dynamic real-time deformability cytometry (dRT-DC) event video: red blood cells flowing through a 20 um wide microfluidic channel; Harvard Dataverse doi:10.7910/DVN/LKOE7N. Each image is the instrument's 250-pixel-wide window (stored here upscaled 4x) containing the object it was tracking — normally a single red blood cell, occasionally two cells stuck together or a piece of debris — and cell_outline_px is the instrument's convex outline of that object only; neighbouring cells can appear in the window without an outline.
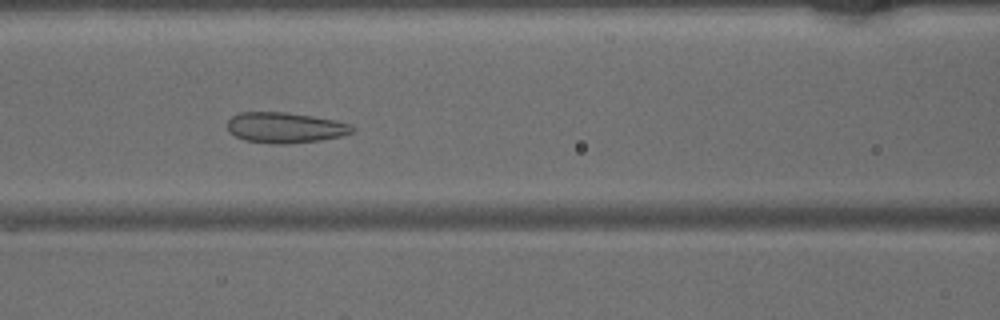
{"species": "common noctule bat (a hibernating species)", "species_latin": "Nyctalus noctula", "temperature_condition": "warm", "stored_images_in_passage": 40, "camera_frame_rate_fps": 3000, "um_per_image_px": 0.085, "animal": {"sex": "male", "body_mass_g": 15.6}, "frame": {"image": 1, "passage_image": 19, "time_ms": 6.0, "image_size_px": [1000, 320], "cell_outline_px": [[356, 128], [352, 132], [340, 136], [320, 140], [288, 144], [280, 144], [244, 140], [236, 136], [228, 128], [228, 120], [232, 116], [240, 112], [288, 112], [336, 120], [352, 124]], "centroid_in_image_um": [24.27, 10.84], "position_along_channel_um": 142.3, "area_um2": 22.2}}
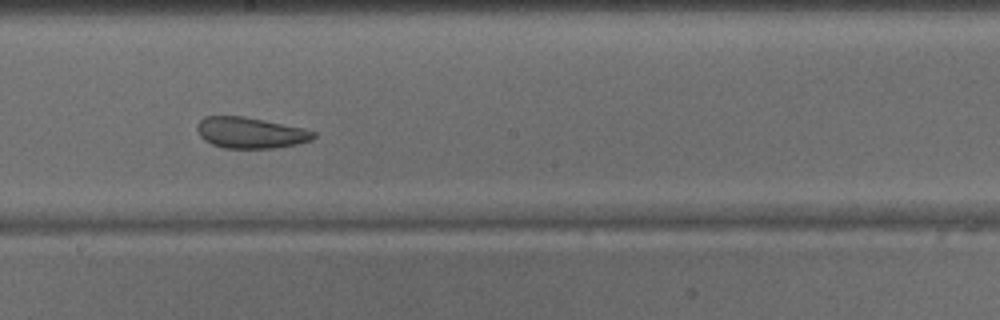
{"frame": {"image": 2, "passage_image": 25, "time_ms": 8.0, "image_size_px": [1000, 320], "cell_outline_px": [[316, 136], [312, 140], [296, 144], [272, 148], [224, 148], [212, 144], [204, 140], [200, 136], [196, 128], [200, 120], [204, 116], [244, 116], [304, 128], [316, 132]], "centroid_in_image_um": [21.28, 11.28], "position_along_channel_um": 226.9, "area_um2": 21.04}}
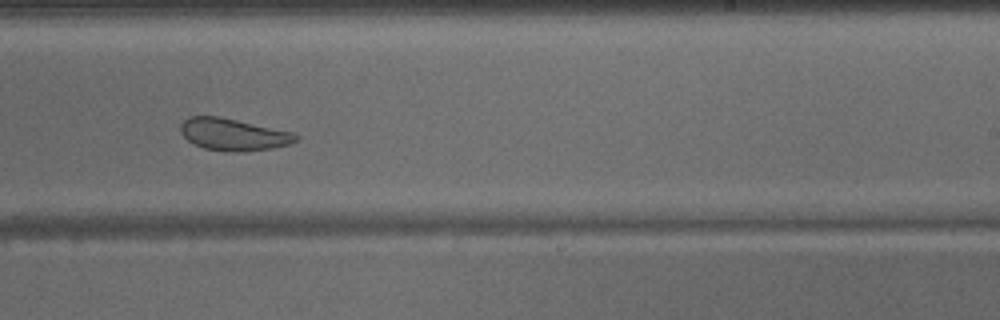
{"frame": {"image": 3, "passage_image": 28, "time_ms": 9.0, "image_size_px": [1000, 320], "cell_outline_px": [[300, 136], [296, 140], [288, 144], [272, 148], [236, 152], [228, 152], [204, 148], [192, 144], [180, 132], [180, 124], [188, 116], [220, 116], [292, 132]], "centroid_in_image_um": [19.78, 11.42], "position_along_channel_um": 269.2, "area_um2": 21.5}}